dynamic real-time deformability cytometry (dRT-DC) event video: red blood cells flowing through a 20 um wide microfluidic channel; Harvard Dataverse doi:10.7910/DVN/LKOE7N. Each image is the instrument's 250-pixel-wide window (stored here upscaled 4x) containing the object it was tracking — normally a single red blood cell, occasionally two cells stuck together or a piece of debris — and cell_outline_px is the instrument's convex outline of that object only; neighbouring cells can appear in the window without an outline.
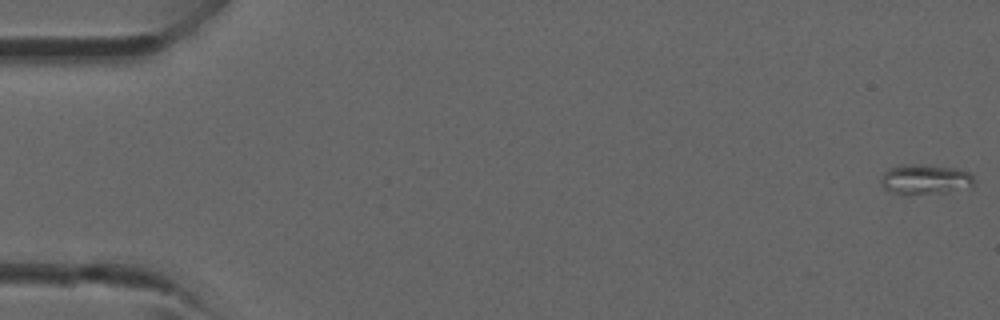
{"species": "common noctule bat (a hibernating species)", "species_latin": "Nyctalus noctula", "temperature_condition": "room temperature", "stored_images_in_passage": 42, "camera_frame_rate_fps": 3000, "um_per_image_px": 0.085, "animal": {"sex": "male", "forearm_length_mm": 52.5}, "frame": {"image": 1, "passage_image": 1, "time_ms": 0.0, "image_size_px": [1000, 320], "cell_outline_px": [[972, 188], [944, 192], [908, 196], [884, 188], [880, 184], [880, 176], [888, 168], [904, 164], [920, 164], [956, 168], [968, 172], [972, 176]], "centroid_in_image_um": [78.6, 15.25], "position_along_channel_um": 6.4, "area_um2": 16.53}}
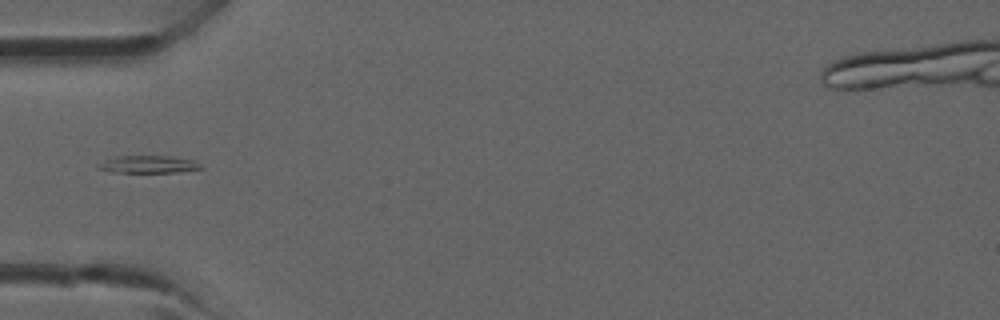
{"frame": {"image": 2, "passage_image": 14, "time_ms": 4.333, "image_size_px": [1000, 320], "cell_outline_px": [[204, 168], [176, 172], [116, 172], [96, 168], [96, 164], [104, 160], [116, 156], [168, 156], [192, 160], [200, 164]], "centroid_in_image_um": [12.56, 13.97], "position_along_channel_um": 72.4, "area_um2": 10.29}}
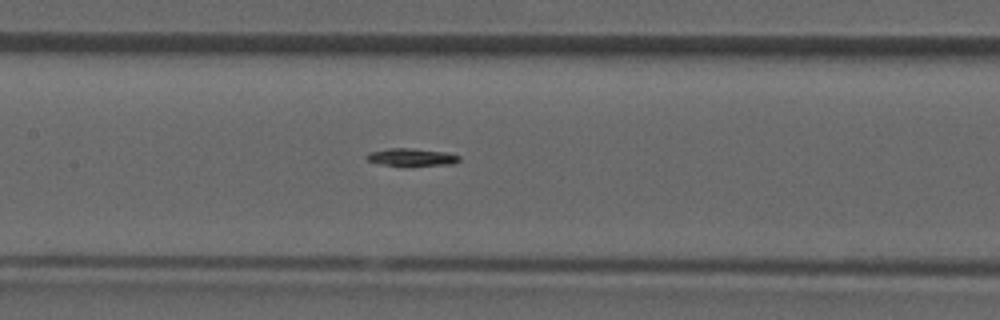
{"frame": {"image": 3, "passage_image": 20, "time_ms": 6.333, "image_size_px": [1000, 320], "cell_outline_px": [[460, 160], [452, 164], [404, 168], [380, 164], [368, 160], [364, 156], [368, 152], [388, 148], [412, 148], [448, 152], [460, 156]], "centroid_in_image_um": [34.97, 13.39], "position_along_channel_um": 172.4, "area_um2": 10.17}}